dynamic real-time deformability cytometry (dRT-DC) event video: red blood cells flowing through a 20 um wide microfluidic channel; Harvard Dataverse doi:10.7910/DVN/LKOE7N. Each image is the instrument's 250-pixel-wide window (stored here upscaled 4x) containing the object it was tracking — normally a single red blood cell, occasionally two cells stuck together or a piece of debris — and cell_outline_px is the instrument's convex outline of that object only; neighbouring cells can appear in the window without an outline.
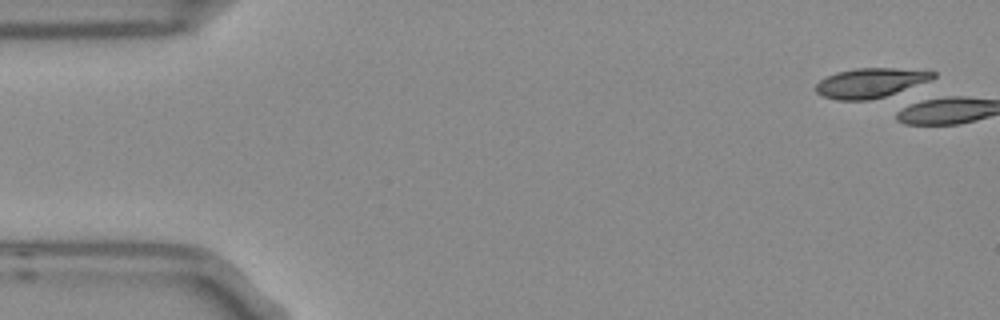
{"species": "Egyptian fruit bat (a non-hibernating species)", "species_latin": "Rousettus aegyptiacus", "temperature_condition": "room temperature", "stored_images_in_passage": 2, "camera_frame_rate_fps": 3000, "um_per_image_px": 0.085, "frame": {"image": 1, "passage_image": 2, "time_ms": 0.333, "image_size_px": [1000, 320], "cell_outline_px": [[936, 76], [896, 96], [868, 100], [836, 100], [824, 96], [816, 92], [816, 84], [824, 76], [836, 72], [856, 68], [896, 68], [936, 72]], "centroid_in_image_um": [74.0, 7.06], "position_along_channel_um": 11.0, "area_um2": 20.69}}